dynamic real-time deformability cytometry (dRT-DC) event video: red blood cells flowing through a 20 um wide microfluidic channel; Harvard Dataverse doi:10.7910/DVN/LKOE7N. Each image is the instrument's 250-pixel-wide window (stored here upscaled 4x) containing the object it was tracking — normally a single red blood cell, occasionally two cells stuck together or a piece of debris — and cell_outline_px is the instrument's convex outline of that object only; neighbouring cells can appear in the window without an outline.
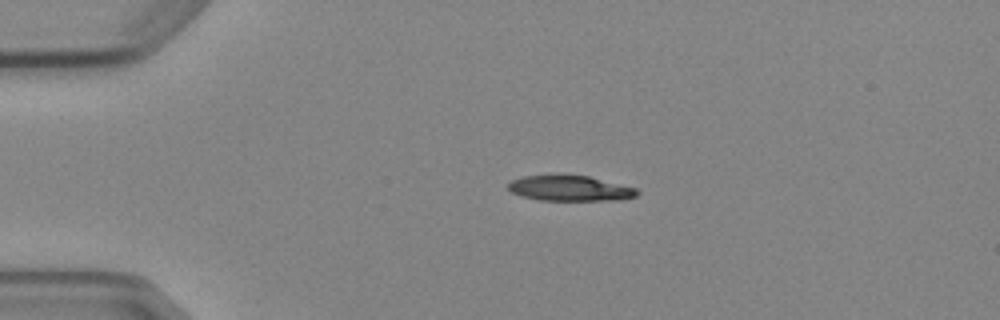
{"species": "Egyptian fruit bat (a non-hibernating species)", "species_latin": "Rousettus aegyptiacus", "temperature_condition": "cold", "stored_images_in_passage": 2, "camera_frame_rate_fps": 3000, "um_per_image_px": 0.085, "animal": {"sex": "female"}, "frame": {"image": 1, "passage_image": 1, "time_ms": 0.0, "image_size_px": [1000, 320], "cell_outline_px": [[640, 192], [636, 196], [620, 200], [540, 200], [520, 196], [512, 192], [508, 188], [508, 184], [512, 180], [524, 176], [556, 172], [564, 172], [588, 176], [636, 188]], "centroid_in_image_um": [48.41, 15.96], "position_along_channel_um": 36.6, "area_um2": 19.77}}